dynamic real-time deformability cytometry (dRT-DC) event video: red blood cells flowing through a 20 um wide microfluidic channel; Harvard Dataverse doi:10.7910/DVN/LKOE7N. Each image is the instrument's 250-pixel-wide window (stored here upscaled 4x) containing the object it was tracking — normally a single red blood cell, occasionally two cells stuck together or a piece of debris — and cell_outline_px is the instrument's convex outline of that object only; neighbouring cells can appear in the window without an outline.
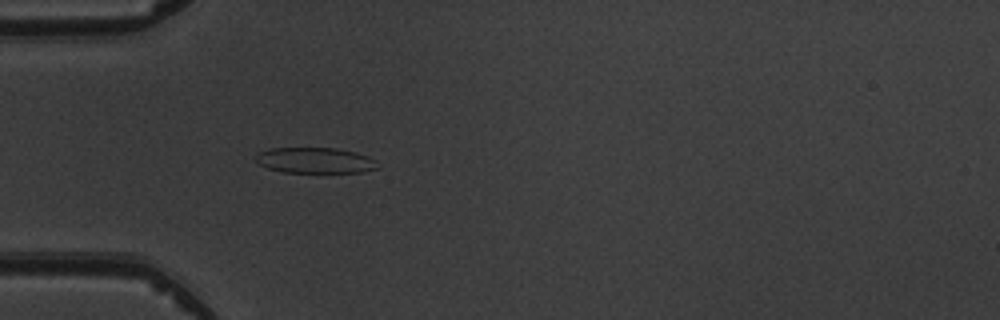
{"species": "common noctule bat (a hibernating species)", "species_latin": "Nyctalus noctula", "temperature_condition": "warm", "stored_images_in_passage": 4, "camera_frame_rate_fps": 3000, "um_per_image_px": 0.085, "animal": {"sex": "male", "body_mass_g": 19.5, "forearm_length_mm": 54.6}, "frame": {"image": 1, "passage_image": 4, "time_ms": 3.333, "image_size_px": [1000, 320], "cell_outline_px": [[376, 168], [360, 172], [284, 172], [268, 168], [260, 164], [256, 160], [256, 156], [260, 152], [268, 148], [336, 148], [356, 152], [368, 156], [376, 160]], "centroid_in_image_um": [26.78, 13.62], "position_along_channel_um": 58.2, "area_um2": 18.03}}